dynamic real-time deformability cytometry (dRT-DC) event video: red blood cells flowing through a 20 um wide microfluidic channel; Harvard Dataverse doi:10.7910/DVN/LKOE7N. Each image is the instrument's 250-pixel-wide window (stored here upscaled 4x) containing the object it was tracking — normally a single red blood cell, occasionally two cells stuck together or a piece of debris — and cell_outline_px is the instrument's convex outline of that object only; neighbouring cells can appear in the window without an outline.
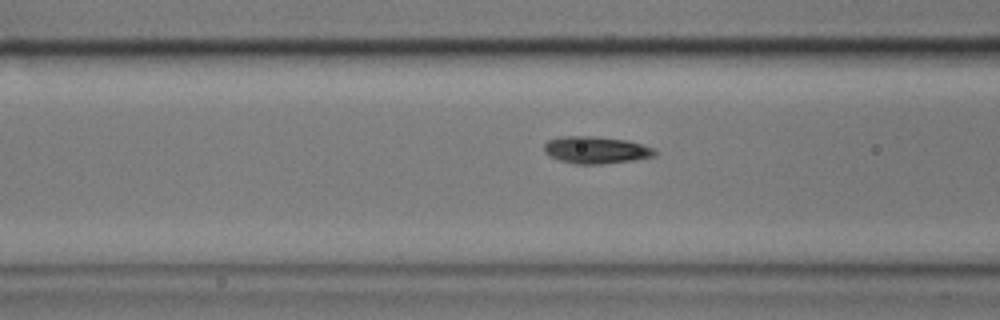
{"species": "common noctule bat (a hibernating species)", "species_latin": "Nyctalus noctula", "temperature_condition": "cold", "stored_images_in_passage": 39, "camera_frame_rate_fps": 3000, "um_per_image_px": 0.085, "animal": {"sex": "male", "body_mass_g": 17.9}, "frame": {"image": 1, "passage_image": 10, "time_ms": 3.0, "image_size_px": [1000, 320], "cell_outline_px": [[656, 156], [632, 160], [600, 164], [576, 164], [560, 160], [544, 152], [544, 144], [548, 140], [560, 136], [596, 136], [628, 140], [656, 148]], "centroid_in_image_um": [50.68, 12.73], "position_along_channel_um": 115.9, "area_um2": 17.57}}
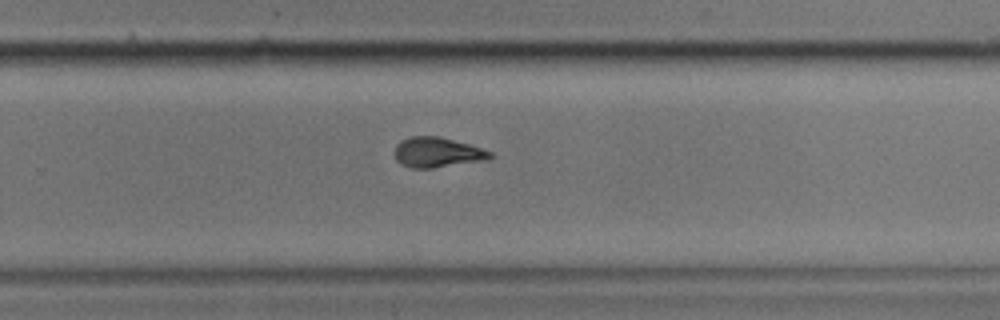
{"frame": {"image": 2, "passage_image": 25, "time_ms": 8.0, "image_size_px": [1000, 320], "cell_outline_px": [[496, 156], [492, 160], [432, 168], [408, 168], [400, 164], [396, 160], [396, 144], [400, 140], [412, 136], [436, 136], [468, 144], [492, 152]], "centroid_in_image_um": [37.21, 12.97], "position_along_channel_um": 292.6, "area_um2": 16.94}}
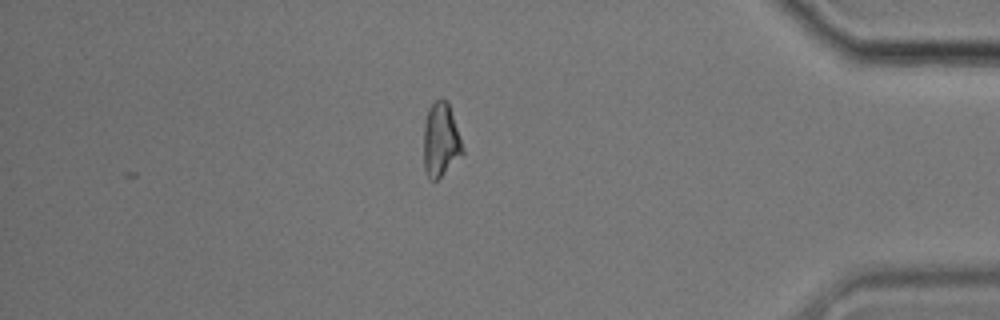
{"frame": {"image": 3, "passage_image": 37, "time_ms": 12.0, "image_size_px": [1000, 320], "cell_outline_px": [[464, 152], [436, 180], [428, 180], [424, 168], [424, 120], [428, 108], [440, 96], [448, 100], [464, 148]], "centroid_in_image_um": [37.45, 11.84], "position_along_channel_um": 397.8, "area_um2": 16.88}}